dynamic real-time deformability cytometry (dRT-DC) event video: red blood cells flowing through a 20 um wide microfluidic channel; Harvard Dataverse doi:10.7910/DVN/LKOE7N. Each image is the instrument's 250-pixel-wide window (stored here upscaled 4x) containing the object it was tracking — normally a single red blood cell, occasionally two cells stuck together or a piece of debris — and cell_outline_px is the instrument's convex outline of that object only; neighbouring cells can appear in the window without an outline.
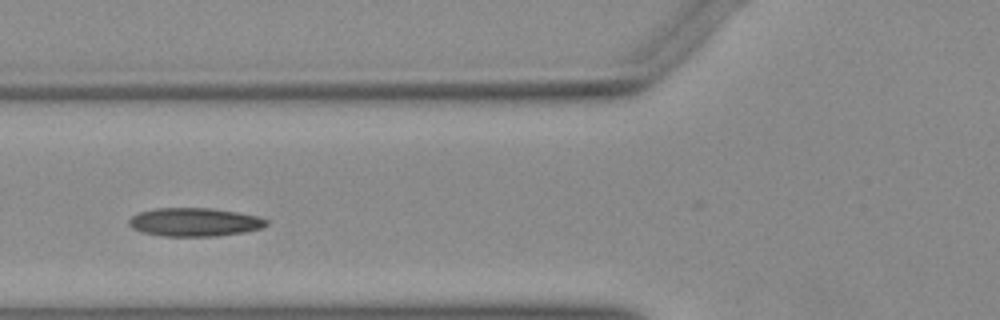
{"species": "Egyptian fruit bat (a non-hibernating species)", "species_latin": "Rousettus aegyptiacus", "temperature_condition": "warm", "stored_images_in_passage": 13, "camera_frame_rate_fps": 3000, "um_per_image_px": 0.085, "animal": {"sex": "female"}, "frame": {"image": 1, "passage_image": 6, "time_ms": 1.667, "image_size_px": [1000, 320], "cell_outline_px": [[268, 224], [260, 228], [240, 232], [216, 236], [160, 236], [144, 232], [132, 228], [128, 224], [128, 220], [132, 216], [140, 212], [156, 208], [212, 208], [236, 212], [256, 216], [268, 220]], "centroid_in_image_um": [16.49, 18.87], "position_along_channel_um": 109.3, "area_um2": 22.54}}